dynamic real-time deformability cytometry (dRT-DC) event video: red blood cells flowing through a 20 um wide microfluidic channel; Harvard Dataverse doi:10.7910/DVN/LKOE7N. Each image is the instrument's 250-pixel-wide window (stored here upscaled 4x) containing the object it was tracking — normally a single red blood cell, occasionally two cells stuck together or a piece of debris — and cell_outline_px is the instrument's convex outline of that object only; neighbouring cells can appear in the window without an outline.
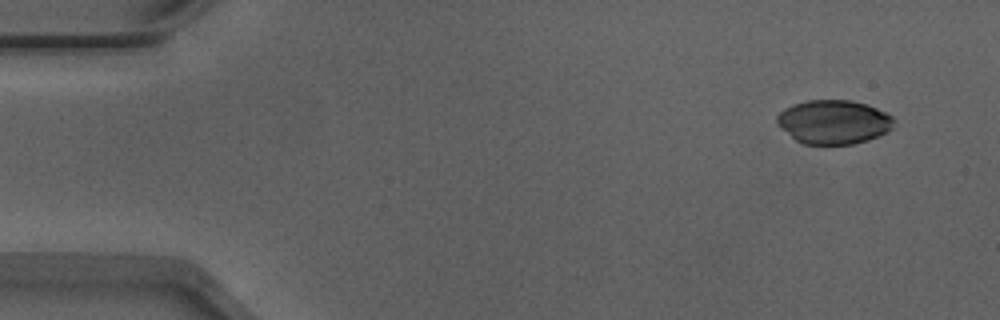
{"species": "Egyptian fruit bat (a non-hibernating species)", "species_latin": "Rousettus aegyptiacus", "temperature_condition": "warm", "stored_images_in_passage": 13, "camera_frame_rate_fps": 3000, "um_per_image_px": 0.085, "animal": {"sex": "male"}, "frame": {"image": 1, "passage_image": 1, "time_ms": 0.0, "image_size_px": [1000, 320], "cell_outline_px": [[896, 120], [892, 128], [888, 132], [868, 140], [852, 144], [804, 144], [796, 140], [780, 128], [776, 124], [776, 116], [784, 108], [792, 104], [808, 100], [852, 100], [868, 104], [892, 116]], "centroid_in_image_um": [70.86, 10.36], "position_along_channel_um": 14.1, "area_um2": 30.23}}
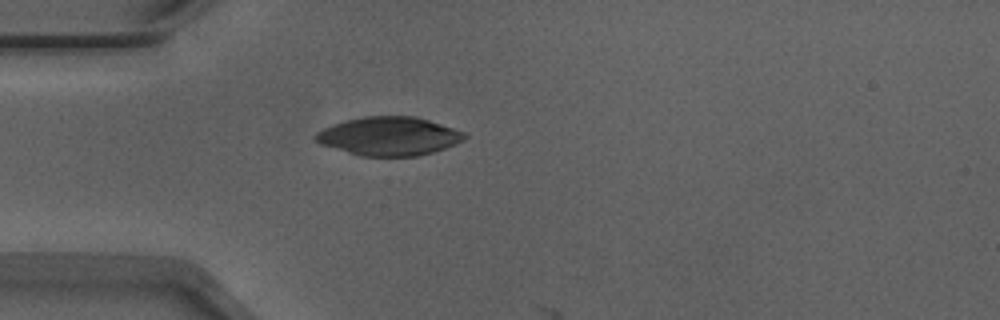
{"frame": {"image": 2, "passage_image": 12, "time_ms": 3.667, "image_size_px": [1000, 320], "cell_outline_px": [[468, 136], [464, 140], [456, 144], [432, 152], [416, 156], [360, 156], [320, 144], [312, 140], [312, 136], [316, 132], [332, 124], [364, 116], [416, 116], [464, 132]], "centroid_in_image_um": [33.03, 11.58], "position_along_channel_um": 52.0, "area_um2": 33.47}}